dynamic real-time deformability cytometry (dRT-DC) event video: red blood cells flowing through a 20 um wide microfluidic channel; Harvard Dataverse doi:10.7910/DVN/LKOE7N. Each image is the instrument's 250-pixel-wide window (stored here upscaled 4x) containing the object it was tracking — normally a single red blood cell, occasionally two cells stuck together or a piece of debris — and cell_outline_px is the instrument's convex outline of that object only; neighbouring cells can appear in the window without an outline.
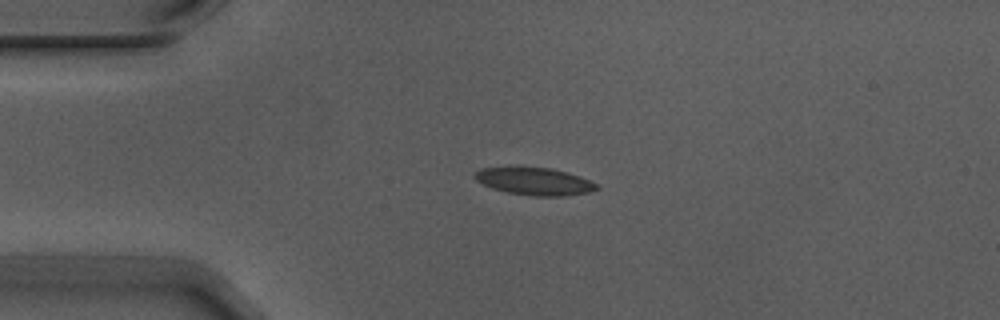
{"species": "Egyptian fruit bat (a non-hibernating species)", "species_latin": "Rousettus aegyptiacus", "temperature_condition": "warm", "stored_images_in_passage": 5, "camera_frame_rate_fps": 3000, "um_per_image_px": 0.085, "animal": {"sex": "male"}, "frame": {"image": 1, "passage_image": 3, "time_ms": 0.667, "image_size_px": [1000, 320], "cell_outline_px": [[600, 188], [588, 192], [564, 196], [532, 196], [508, 192], [492, 188], [476, 180], [472, 176], [472, 172], [480, 168], [552, 168], [580, 176], [596, 184]], "centroid_in_image_um": [45.41, 15.42], "position_along_channel_um": 39.6, "area_um2": 19.25}}